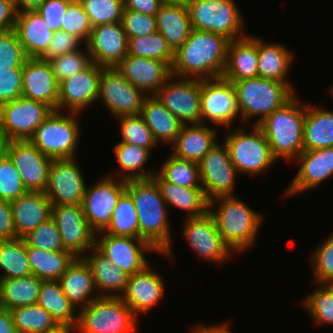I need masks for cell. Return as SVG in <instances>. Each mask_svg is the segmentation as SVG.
<instances>
[{"mask_svg": "<svg viewBox=\"0 0 333 333\" xmlns=\"http://www.w3.org/2000/svg\"><path fill=\"white\" fill-rule=\"evenodd\" d=\"M125 190L131 195L137 210L139 238L166 259H173L172 223H169L168 207L157 183L152 178L127 180Z\"/></svg>", "mask_w": 333, "mask_h": 333, "instance_id": "6da1fadb", "label": "cell"}, {"mask_svg": "<svg viewBox=\"0 0 333 333\" xmlns=\"http://www.w3.org/2000/svg\"><path fill=\"white\" fill-rule=\"evenodd\" d=\"M229 42L220 34L192 29L186 42L174 53L171 74L200 80L222 77Z\"/></svg>", "mask_w": 333, "mask_h": 333, "instance_id": "7a4b0ae2", "label": "cell"}, {"mask_svg": "<svg viewBox=\"0 0 333 333\" xmlns=\"http://www.w3.org/2000/svg\"><path fill=\"white\" fill-rule=\"evenodd\" d=\"M209 212L216 221L223 241L234 253L253 248L265 219L263 214L252 209L236 195L212 199L209 201Z\"/></svg>", "mask_w": 333, "mask_h": 333, "instance_id": "3957f363", "label": "cell"}, {"mask_svg": "<svg viewBox=\"0 0 333 333\" xmlns=\"http://www.w3.org/2000/svg\"><path fill=\"white\" fill-rule=\"evenodd\" d=\"M298 98L295 93L286 103L258 124L276 160L283 158L288 163L293 162L304 151L306 103Z\"/></svg>", "mask_w": 333, "mask_h": 333, "instance_id": "277c9868", "label": "cell"}, {"mask_svg": "<svg viewBox=\"0 0 333 333\" xmlns=\"http://www.w3.org/2000/svg\"><path fill=\"white\" fill-rule=\"evenodd\" d=\"M232 84L243 125L254 117L259 118L252 125L260 124L295 94L285 83L261 77L237 80Z\"/></svg>", "mask_w": 333, "mask_h": 333, "instance_id": "5b68a950", "label": "cell"}, {"mask_svg": "<svg viewBox=\"0 0 333 333\" xmlns=\"http://www.w3.org/2000/svg\"><path fill=\"white\" fill-rule=\"evenodd\" d=\"M237 127L228 128L223 141L233 165L239 175L259 177L276 163L270 145L258 125L252 126V132ZM246 130V131H245ZM258 175V176H257ZM255 176V177H254Z\"/></svg>", "mask_w": 333, "mask_h": 333, "instance_id": "8992f818", "label": "cell"}, {"mask_svg": "<svg viewBox=\"0 0 333 333\" xmlns=\"http://www.w3.org/2000/svg\"><path fill=\"white\" fill-rule=\"evenodd\" d=\"M78 116L80 113L53 110L29 141L51 159L77 158L81 136Z\"/></svg>", "mask_w": 333, "mask_h": 333, "instance_id": "52a82bcc", "label": "cell"}, {"mask_svg": "<svg viewBox=\"0 0 333 333\" xmlns=\"http://www.w3.org/2000/svg\"><path fill=\"white\" fill-rule=\"evenodd\" d=\"M138 326V318L121 297H98L78 311L75 330L76 333H138Z\"/></svg>", "mask_w": 333, "mask_h": 333, "instance_id": "ba28073f", "label": "cell"}, {"mask_svg": "<svg viewBox=\"0 0 333 333\" xmlns=\"http://www.w3.org/2000/svg\"><path fill=\"white\" fill-rule=\"evenodd\" d=\"M187 9L192 29L220 34L230 41L248 35L236 0H191Z\"/></svg>", "mask_w": 333, "mask_h": 333, "instance_id": "9c48e42d", "label": "cell"}, {"mask_svg": "<svg viewBox=\"0 0 333 333\" xmlns=\"http://www.w3.org/2000/svg\"><path fill=\"white\" fill-rule=\"evenodd\" d=\"M183 219L182 237L197 257L217 265L225 264L234 258L235 253L223 241L216 221L209 211L198 217Z\"/></svg>", "mask_w": 333, "mask_h": 333, "instance_id": "30bf717a", "label": "cell"}, {"mask_svg": "<svg viewBox=\"0 0 333 333\" xmlns=\"http://www.w3.org/2000/svg\"><path fill=\"white\" fill-rule=\"evenodd\" d=\"M177 78V79H176ZM155 97L182 123H201V80L171 75Z\"/></svg>", "mask_w": 333, "mask_h": 333, "instance_id": "8fae6325", "label": "cell"}, {"mask_svg": "<svg viewBox=\"0 0 333 333\" xmlns=\"http://www.w3.org/2000/svg\"><path fill=\"white\" fill-rule=\"evenodd\" d=\"M53 109L23 96L0 105V130L12 140H29Z\"/></svg>", "mask_w": 333, "mask_h": 333, "instance_id": "7c38bea8", "label": "cell"}, {"mask_svg": "<svg viewBox=\"0 0 333 333\" xmlns=\"http://www.w3.org/2000/svg\"><path fill=\"white\" fill-rule=\"evenodd\" d=\"M146 97L142 90L128 82L115 67L102 69L97 101H101L114 118L141 114Z\"/></svg>", "mask_w": 333, "mask_h": 333, "instance_id": "4fadbf2b", "label": "cell"}, {"mask_svg": "<svg viewBox=\"0 0 333 333\" xmlns=\"http://www.w3.org/2000/svg\"><path fill=\"white\" fill-rule=\"evenodd\" d=\"M239 117L236 91L223 77L201 80V123L230 128Z\"/></svg>", "mask_w": 333, "mask_h": 333, "instance_id": "5bb4252c", "label": "cell"}, {"mask_svg": "<svg viewBox=\"0 0 333 333\" xmlns=\"http://www.w3.org/2000/svg\"><path fill=\"white\" fill-rule=\"evenodd\" d=\"M125 184V180L107 175L90 186L86 185L81 205L95 233L104 231L110 224L117 201L125 191Z\"/></svg>", "mask_w": 333, "mask_h": 333, "instance_id": "9a60e30c", "label": "cell"}, {"mask_svg": "<svg viewBox=\"0 0 333 333\" xmlns=\"http://www.w3.org/2000/svg\"><path fill=\"white\" fill-rule=\"evenodd\" d=\"M94 247L129 276L142 271L151 263L146 253L158 254L141 238L115 236L103 231L95 233Z\"/></svg>", "mask_w": 333, "mask_h": 333, "instance_id": "2e32d148", "label": "cell"}, {"mask_svg": "<svg viewBox=\"0 0 333 333\" xmlns=\"http://www.w3.org/2000/svg\"><path fill=\"white\" fill-rule=\"evenodd\" d=\"M86 185L76 157L53 159L44 194L52 205L81 204Z\"/></svg>", "mask_w": 333, "mask_h": 333, "instance_id": "e0dca14e", "label": "cell"}, {"mask_svg": "<svg viewBox=\"0 0 333 333\" xmlns=\"http://www.w3.org/2000/svg\"><path fill=\"white\" fill-rule=\"evenodd\" d=\"M202 188L209 201L234 196L238 172L224 143L215 145L198 163Z\"/></svg>", "mask_w": 333, "mask_h": 333, "instance_id": "ac0fdd59", "label": "cell"}, {"mask_svg": "<svg viewBox=\"0 0 333 333\" xmlns=\"http://www.w3.org/2000/svg\"><path fill=\"white\" fill-rule=\"evenodd\" d=\"M51 218L61 235L63 247L75 257H83L95 243L81 204L52 205Z\"/></svg>", "mask_w": 333, "mask_h": 333, "instance_id": "d6986e66", "label": "cell"}, {"mask_svg": "<svg viewBox=\"0 0 333 333\" xmlns=\"http://www.w3.org/2000/svg\"><path fill=\"white\" fill-rule=\"evenodd\" d=\"M103 68L92 62L85 70L59 82L58 111L82 114L95 105Z\"/></svg>", "mask_w": 333, "mask_h": 333, "instance_id": "ffe728a7", "label": "cell"}, {"mask_svg": "<svg viewBox=\"0 0 333 333\" xmlns=\"http://www.w3.org/2000/svg\"><path fill=\"white\" fill-rule=\"evenodd\" d=\"M298 172L294 175L282 197H293L315 191L322 182L333 177V147L303 151L294 162ZM308 190V192H307Z\"/></svg>", "mask_w": 333, "mask_h": 333, "instance_id": "44dd1931", "label": "cell"}, {"mask_svg": "<svg viewBox=\"0 0 333 333\" xmlns=\"http://www.w3.org/2000/svg\"><path fill=\"white\" fill-rule=\"evenodd\" d=\"M7 155L18 170L24 188L44 193L53 159L40 152L29 140L10 141Z\"/></svg>", "mask_w": 333, "mask_h": 333, "instance_id": "7402d4cb", "label": "cell"}, {"mask_svg": "<svg viewBox=\"0 0 333 333\" xmlns=\"http://www.w3.org/2000/svg\"><path fill=\"white\" fill-rule=\"evenodd\" d=\"M152 265L150 263L142 271L130 275L126 290L121 296L137 318L150 314L165 295L166 280Z\"/></svg>", "mask_w": 333, "mask_h": 333, "instance_id": "603a6c76", "label": "cell"}, {"mask_svg": "<svg viewBox=\"0 0 333 333\" xmlns=\"http://www.w3.org/2000/svg\"><path fill=\"white\" fill-rule=\"evenodd\" d=\"M86 46L93 63L104 68L116 67L127 55L128 39L122 23L92 27Z\"/></svg>", "mask_w": 333, "mask_h": 333, "instance_id": "cb8c5ba5", "label": "cell"}, {"mask_svg": "<svg viewBox=\"0 0 333 333\" xmlns=\"http://www.w3.org/2000/svg\"><path fill=\"white\" fill-rule=\"evenodd\" d=\"M22 96L58 110L59 82L48 61L27 58L22 67Z\"/></svg>", "mask_w": 333, "mask_h": 333, "instance_id": "d4e9b609", "label": "cell"}, {"mask_svg": "<svg viewBox=\"0 0 333 333\" xmlns=\"http://www.w3.org/2000/svg\"><path fill=\"white\" fill-rule=\"evenodd\" d=\"M115 68L147 96L155 95L172 75L165 62L131 55H126Z\"/></svg>", "mask_w": 333, "mask_h": 333, "instance_id": "484cf974", "label": "cell"}, {"mask_svg": "<svg viewBox=\"0 0 333 333\" xmlns=\"http://www.w3.org/2000/svg\"><path fill=\"white\" fill-rule=\"evenodd\" d=\"M218 131V127H213V125L211 127L209 124H183L171 145V154L181 159L199 163L218 144Z\"/></svg>", "mask_w": 333, "mask_h": 333, "instance_id": "4316f807", "label": "cell"}, {"mask_svg": "<svg viewBox=\"0 0 333 333\" xmlns=\"http://www.w3.org/2000/svg\"><path fill=\"white\" fill-rule=\"evenodd\" d=\"M10 204L18 238H24L51 217L52 203L43 192L27 191Z\"/></svg>", "mask_w": 333, "mask_h": 333, "instance_id": "83f0119b", "label": "cell"}, {"mask_svg": "<svg viewBox=\"0 0 333 333\" xmlns=\"http://www.w3.org/2000/svg\"><path fill=\"white\" fill-rule=\"evenodd\" d=\"M58 281L64 295L78 311L100 297L91 269L83 257H75Z\"/></svg>", "mask_w": 333, "mask_h": 333, "instance_id": "f1b7e54d", "label": "cell"}, {"mask_svg": "<svg viewBox=\"0 0 333 333\" xmlns=\"http://www.w3.org/2000/svg\"><path fill=\"white\" fill-rule=\"evenodd\" d=\"M222 77L230 82L258 77L257 36L248 34L229 42Z\"/></svg>", "mask_w": 333, "mask_h": 333, "instance_id": "f546056e", "label": "cell"}, {"mask_svg": "<svg viewBox=\"0 0 333 333\" xmlns=\"http://www.w3.org/2000/svg\"><path fill=\"white\" fill-rule=\"evenodd\" d=\"M15 31L28 58H41L54 35L37 10L19 12Z\"/></svg>", "mask_w": 333, "mask_h": 333, "instance_id": "4dcf8cb0", "label": "cell"}, {"mask_svg": "<svg viewBox=\"0 0 333 333\" xmlns=\"http://www.w3.org/2000/svg\"><path fill=\"white\" fill-rule=\"evenodd\" d=\"M89 265L96 290L100 297H121L127 286L129 275L112 263L95 247L84 256Z\"/></svg>", "mask_w": 333, "mask_h": 333, "instance_id": "1f68e13d", "label": "cell"}, {"mask_svg": "<svg viewBox=\"0 0 333 333\" xmlns=\"http://www.w3.org/2000/svg\"><path fill=\"white\" fill-rule=\"evenodd\" d=\"M257 36L258 77L285 83L294 93L295 87L287 78L294 54L283 43L264 42Z\"/></svg>", "mask_w": 333, "mask_h": 333, "instance_id": "d6a6232c", "label": "cell"}, {"mask_svg": "<svg viewBox=\"0 0 333 333\" xmlns=\"http://www.w3.org/2000/svg\"><path fill=\"white\" fill-rule=\"evenodd\" d=\"M168 206L185 212V217H198L209 211V200L202 187H183L165 181L157 172L152 176Z\"/></svg>", "mask_w": 333, "mask_h": 333, "instance_id": "836d02e7", "label": "cell"}, {"mask_svg": "<svg viewBox=\"0 0 333 333\" xmlns=\"http://www.w3.org/2000/svg\"><path fill=\"white\" fill-rule=\"evenodd\" d=\"M141 115L158 146L163 143L171 146L183 126L155 95L145 98Z\"/></svg>", "mask_w": 333, "mask_h": 333, "instance_id": "e575fe53", "label": "cell"}, {"mask_svg": "<svg viewBox=\"0 0 333 333\" xmlns=\"http://www.w3.org/2000/svg\"><path fill=\"white\" fill-rule=\"evenodd\" d=\"M157 31L175 53L192 31L187 6L163 4L156 14Z\"/></svg>", "mask_w": 333, "mask_h": 333, "instance_id": "d590c367", "label": "cell"}, {"mask_svg": "<svg viewBox=\"0 0 333 333\" xmlns=\"http://www.w3.org/2000/svg\"><path fill=\"white\" fill-rule=\"evenodd\" d=\"M306 104L304 151L333 147V110Z\"/></svg>", "mask_w": 333, "mask_h": 333, "instance_id": "8d00e7d4", "label": "cell"}, {"mask_svg": "<svg viewBox=\"0 0 333 333\" xmlns=\"http://www.w3.org/2000/svg\"><path fill=\"white\" fill-rule=\"evenodd\" d=\"M115 159L118 162L116 174H107L111 177H118L122 180L151 179L155 169H145L150 159L151 152L140 146L118 142L113 147ZM152 169V170H151ZM117 175V176H116Z\"/></svg>", "mask_w": 333, "mask_h": 333, "instance_id": "74e56055", "label": "cell"}, {"mask_svg": "<svg viewBox=\"0 0 333 333\" xmlns=\"http://www.w3.org/2000/svg\"><path fill=\"white\" fill-rule=\"evenodd\" d=\"M37 304L50 313L60 327L76 328L78 310L64 295L58 280L42 281Z\"/></svg>", "mask_w": 333, "mask_h": 333, "instance_id": "f35d334b", "label": "cell"}, {"mask_svg": "<svg viewBox=\"0 0 333 333\" xmlns=\"http://www.w3.org/2000/svg\"><path fill=\"white\" fill-rule=\"evenodd\" d=\"M42 281L35 275L0 279V307L12 310L37 304Z\"/></svg>", "mask_w": 333, "mask_h": 333, "instance_id": "ab89813d", "label": "cell"}, {"mask_svg": "<svg viewBox=\"0 0 333 333\" xmlns=\"http://www.w3.org/2000/svg\"><path fill=\"white\" fill-rule=\"evenodd\" d=\"M32 275L43 281L59 280L75 256L70 251H48L27 247Z\"/></svg>", "mask_w": 333, "mask_h": 333, "instance_id": "60d3db41", "label": "cell"}, {"mask_svg": "<svg viewBox=\"0 0 333 333\" xmlns=\"http://www.w3.org/2000/svg\"><path fill=\"white\" fill-rule=\"evenodd\" d=\"M0 279L32 275L27 246L23 238L0 240Z\"/></svg>", "mask_w": 333, "mask_h": 333, "instance_id": "b9f144b4", "label": "cell"}, {"mask_svg": "<svg viewBox=\"0 0 333 333\" xmlns=\"http://www.w3.org/2000/svg\"><path fill=\"white\" fill-rule=\"evenodd\" d=\"M10 313L18 333H52L60 327L38 304L17 307Z\"/></svg>", "mask_w": 333, "mask_h": 333, "instance_id": "7bdbcfd3", "label": "cell"}, {"mask_svg": "<svg viewBox=\"0 0 333 333\" xmlns=\"http://www.w3.org/2000/svg\"><path fill=\"white\" fill-rule=\"evenodd\" d=\"M103 232L115 236L139 238L137 210L131 195L126 190L120 195L111 222Z\"/></svg>", "mask_w": 333, "mask_h": 333, "instance_id": "ee69618b", "label": "cell"}, {"mask_svg": "<svg viewBox=\"0 0 333 333\" xmlns=\"http://www.w3.org/2000/svg\"><path fill=\"white\" fill-rule=\"evenodd\" d=\"M127 55L160 60L170 68L174 62V52L158 31L150 35L129 39Z\"/></svg>", "mask_w": 333, "mask_h": 333, "instance_id": "f6af8a7d", "label": "cell"}, {"mask_svg": "<svg viewBox=\"0 0 333 333\" xmlns=\"http://www.w3.org/2000/svg\"><path fill=\"white\" fill-rule=\"evenodd\" d=\"M170 155L163 161L157 173L170 183L183 187H202L199 164Z\"/></svg>", "mask_w": 333, "mask_h": 333, "instance_id": "bcb514c9", "label": "cell"}, {"mask_svg": "<svg viewBox=\"0 0 333 333\" xmlns=\"http://www.w3.org/2000/svg\"><path fill=\"white\" fill-rule=\"evenodd\" d=\"M301 301L315 326H333V284H319Z\"/></svg>", "mask_w": 333, "mask_h": 333, "instance_id": "7dc6e473", "label": "cell"}, {"mask_svg": "<svg viewBox=\"0 0 333 333\" xmlns=\"http://www.w3.org/2000/svg\"><path fill=\"white\" fill-rule=\"evenodd\" d=\"M115 119L118 120L119 132L122 136L119 142L143 147L151 153L159 147L141 114L121 116Z\"/></svg>", "mask_w": 333, "mask_h": 333, "instance_id": "c3c4849f", "label": "cell"}, {"mask_svg": "<svg viewBox=\"0 0 333 333\" xmlns=\"http://www.w3.org/2000/svg\"><path fill=\"white\" fill-rule=\"evenodd\" d=\"M92 27L122 20L123 0H79Z\"/></svg>", "mask_w": 333, "mask_h": 333, "instance_id": "681fc988", "label": "cell"}, {"mask_svg": "<svg viewBox=\"0 0 333 333\" xmlns=\"http://www.w3.org/2000/svg\"><path fill=\"white\" fill-rule=\"evenodd\" d=\"M323 240L311 253L313 279L317 284H333V233Z\"/></svg>", "mask_w": 333, "mask_h": 333, "instance_id": "f907efd6", "label": "cell"}, {"mask_svg": "<svg viewBox=\"0 0 333 333\" xmlns=\"http://www.w3.org/2000/svg\"><path fill=\"white\" fill-rule=\"evenodd\" d=\"M48 63L50 64L57 81L61 82L72 75L85 70L92 63V60L85 46V48H81L80 50L49 59Z\"/></svg>", "mask_w": 333, "mask_h": 333, "instance_id": "816d5d0a", "label": "cell"}, {"mask_svg": "<svg viewBox=\"0 0 333 333\" xmlns=\"http://www.w3.org/2000/svg\"><path fill=\"white\" fill-rule=\"evenodd\" d=\"M23 239L27 247H36L48 251H68L63 247L60 232L51 217Z\"/></svg>", "mask_w": 333, "mask_h": 333, "instance_id": "f5cc1de1", "label": "cell"}, {"mask_svg": "<svg viewBox=\"0 0 333 333\" xmlns=\"http://www.w3.org/2000/svg\"><path fill=\"white\" fill-rule=\"evenodd\" d=\"M61 30L73 34L86 43L92 26L79 0L71 1L62 19Z\"/></svg>", "mask_w": 333, "mask_h": 333, "instance_id": "db71d44e", "label": "cell"}, {"mask_svg": "<svg viewBox=\"0 0 333 333\" xmlns=\"http://www.w3.org/2000/svg\"><path fill=\"white\" fill-rule=\"evenodd\" d=\"M27 58L15 29L0 32V69L22 68Z\"/></svg>", "mask_w": 333, "mask_h": 333, "instance_id": "11a10c76", "label": "cell"}, {"mask_svg": "<svg viewBox=\"0 0 333 333\" xmlns=\"http://www.w3.org/2000/svg\"><path fill=\"white\" fill-rule=\"evenodd\" d=\"M20 174L8 155L0 159V199L12 201L24 195Z\"/></svg>", "mask_w": 333, "mask_h": 333, "instance_id": "9f6ffc18", "label": "cell"}, {"mask_svg": "<svg viewBox=\"0 0 333 333\" xmlns=\"http://www.w3.org/2000/svg\"><path fill=\"white\" fill-rule=\"evenodd\" d=\"M121 23L128 40L157 32L156 15L123 9Z\"/></svg>", "mask_w": 333, "mask_h": 333, "instance_id": "6f0895ef", "label": "cell"}, {"mask_svg": "<svg viewBox=\"0 0 333 333\" xmlns=\"http://www.w3.org/2000/svg\"><path fill=\"white\" fill-rule=\"evenodd\" d=\"M22 68L0 69V105L22 96Z\"/></svg>", "mask_w": 333, "mask_h": 333, "instance_id": "680465c9", "label": "cell"}, {"mask_svg": "<svg viewBox=\"0 0 333 333\" xmlns=\"http://www.w3.org/2000/svg\"><path fill=\"white\" fill-rule=\"evenodd\" d=\"M83 41L73 34L65 31L54 32L53 38L49 44L46 53L41 59L48 61L54 57L63 56L69 52L81 49Z\"/></svg>", "mask_w": 333, "mask_h": 333, "instance_id": "91938a15", "label": "cell"}, {"mask_svg": "<svg viewBox=\"0 0 333 333\" xmlns=\"http://www.w3.org/2000/svg\"><path fill=\"white\" fill-rule=\"evenodd\" d=\"M70 0H45L37 11L53 32L61 30L62 19Z\"/></svg>", "mask_w": 333, "mask_h": 333, "instance_id": "94428289", "label": "cell"}, {"mask_svg": "<svg viewBox=\"0 0 333 333\" xmlns=\"http://www.w3.org/2000/svg\"><path fill=\"white\" fill-rule=\"evenodd\" d=\"M10 201L0 199V240L16 239Z\"/></svg>", "mask_w": 333, "mask_h": 333, "instance_id": "6125c7cd", "label": "cell"}, {"mask_svg": "<svg viewBox=\"0 0 333 333\" xmlns=\"http://www.w3.org/2000/svg\"><path fill=\"white\" fill-rule=\"evenodd\" d=\"M17 15L14 0H0V32L15 29Z\"/></svg>", "mask_w": 333, "mask_h": 333, "instance_id": "be15d7a7", "label": "cell"}, {"mask_svg": "<svg viewBox=\"0 0 333 333\" xmlns=\"http://www.w3.org/2000/svg\"><path fill=\"white\" fill-rule=\"evenodd\" d=\"M124 9L156 15L163 5L162 0H123Z\"/></svg>", "mask_w": 333, "mask_h": 333, "instance_id": "e7e4bbea", "label": "cell"}, {"mask_svg": "<svg viewBox=\"0 0 333 333\" xmlns=\"http://www.w3.org/2000/svg\"><path fill=\"white\" fill-rule=\"evenodd\" d=\"M229 322H221L215 325H205V324H198L197 326H193L190 333H231Z\"/></svg>", "mask_w": 333, "mask_h": 333, "instance_id": "03108f58", "label": "cell"}, {"mask_svg": "<svg viewBox=\"0 0 333 333\" xmlns=\"http://www.w3.org/2000/svg\"><path fill=\"white\" fill-rule=\"evenodd\" d=\"M0 333H18L14 326L10 310L0 307Z\"/></svg>", "mask_w": 333, "mask_h": 333, "instance_id": "003e7915", "label": "cell"}, {"mask_svg": "<svg viewBox=\"0 0 333 333\" xmlns=\"http://www.w3.org/2000/svg\"><path fill=\"white\" fill-rule=\"evenodd\" d=\"M45 0H14L17 12L35 11Z\"/></svg>", "mask_w": 333, "mask_h": 333, "instance_id": "a7ac6f4b", "label": "cell"}, {"mask_svg": "<svg viewBox=\"0 0 333 333\" xmlns=\"http://www.w3.org/2000/svg\"><path fill=\"white\" fill-rule=\"evenodd\" d=\"M9 138L0 130V159L7 155Z\"/></svg>", "mask_w": 333, "mask_h": 333, "instance_id": "89a4df30", "label": "cell"}, {"mask_svg": "<svg viewBox=\"0 0 333 333\" xmlns=\"http://www.w3.org/2000/svg\"><path fill=\"white\" fill-rule=\"evenodd\" d=\"M191 0H162L163 4L167 5H182L187 6Z\"/></svg>", "mask_w": 333, "mask_h": 333, "instance_id": "2644e50d", "label": "cell"}, {"mask_svg": "<svg viewBox=\"0 0 333 333\" xmlns=\"http://www.w3.org/2000/svg\"><path fill=\"white\" fill-rule=\"evenodd\" d=\"M52 333H76V330L71 327H59L56 331Z\"/></svg>", "mask_w": 333, "mask_h": 333, "instance_id": "8c879c8a", "label": "cell"}, {"mask_svg": "<svg viewBox=\"0 0 333 333\" xmlns=\"http://www.w3.org/2000/svg\"><path fill=\"white\" fill-rule=\"evenodd\" d=\"M328 95L330 96V97H332V99H333V84L329 87V89H328Z\"/></svg>", "mask_w": 333, "mask_h": 333, "instance_id": "753ad0ef", "label": "cell"}]
</instances>
